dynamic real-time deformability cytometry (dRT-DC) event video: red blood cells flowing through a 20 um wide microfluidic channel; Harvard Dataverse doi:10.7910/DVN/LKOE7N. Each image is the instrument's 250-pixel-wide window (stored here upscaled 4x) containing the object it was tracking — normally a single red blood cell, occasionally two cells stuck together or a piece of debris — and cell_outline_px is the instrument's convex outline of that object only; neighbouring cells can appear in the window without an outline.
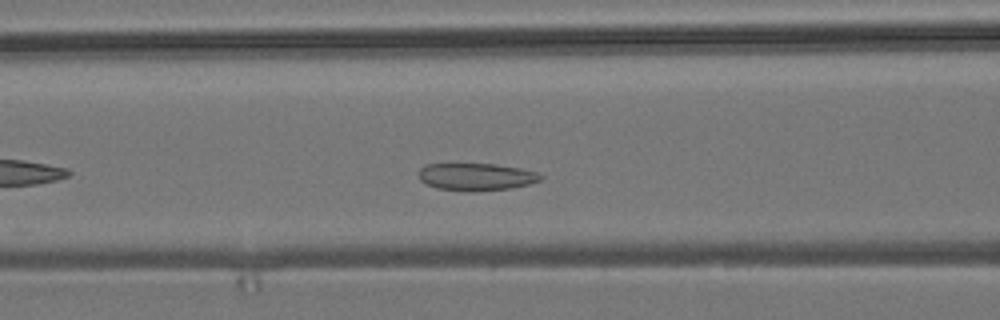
{"species": "common noctule bat (a hibernating species)", "species_latin": "Nyctalus noctula", "temperature_condition": "room temperature", "stored_images_in_passage": 47, "camera_frame_rate_fps": 3000, "um_per_image_px": 0.085, "animal": {"sex": "male", "body_mass_g": 19.2, "forearm_length_mm": 51.8}, "frame": {"image": 1, "passage_image": 15, "time_ms": 4.667, "image_size_px": [1000, 320], "cell_outline_px": [[544, 176], [540, 180], [528, 184], [512, 188], [468, 192], [436, 188], [420, 180], [420, 168], [424, 164], [496, 164], [520, 168], [536, 172]], "centroid_in_image_um": [40.48, 15.03], "position_along_channel_um": 126.1, "area_um2": 19.42}}
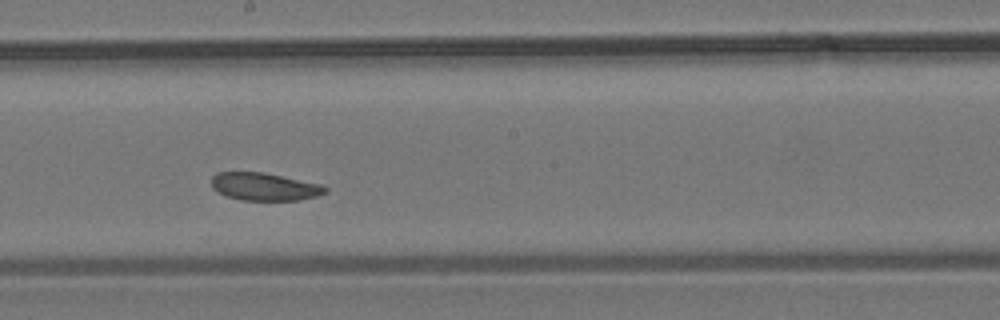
{"frame": {"image": 2, "passage_image": 23, "time_ms": 7.333, "image_size_px": [1000, 320], "cell_outline_px": [[328, 192], [316, 196], [296, 200], [240, 200], [228, 196], [212, 188], [212, 176], [216, 172], [264, 172], [324, 184], [328, 188]], "centroid_in_image_um": [22.52, 15.85], "position_along_channel_um": 225.7, "area_um2": 18.5}}
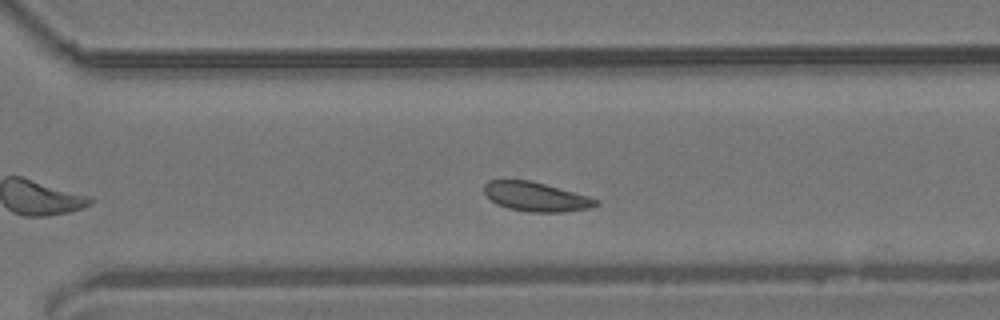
{"frame": {"image": 3, "passage_image": 31, "time_ms": 10.0, "image_size_px": [1000, 320], "cell_outline_px": [[600, 204], [588, 208], [564, 212], [528, 212], [508, 208], [496, 204], [484, 192], [484, 184], [488, 180], [528, 180], [544, 184], [588, 196], [600, 200]], "centroid_in_image_um": [45.55, 16.73], "position_along_channel_um": 325.0, "area_um2": 18.9}, "authors_computed_cell_mechanics": {"area_um2": 19.5942, "velocity_mm_per_s": 3.7429, "shape_relaxation_time_tau1_ms": null, "shape_relaxation_time_tau2_ms": 5.7677, "deformation_change_tau1": null, "deformation_change_tau2": 0.0674}}